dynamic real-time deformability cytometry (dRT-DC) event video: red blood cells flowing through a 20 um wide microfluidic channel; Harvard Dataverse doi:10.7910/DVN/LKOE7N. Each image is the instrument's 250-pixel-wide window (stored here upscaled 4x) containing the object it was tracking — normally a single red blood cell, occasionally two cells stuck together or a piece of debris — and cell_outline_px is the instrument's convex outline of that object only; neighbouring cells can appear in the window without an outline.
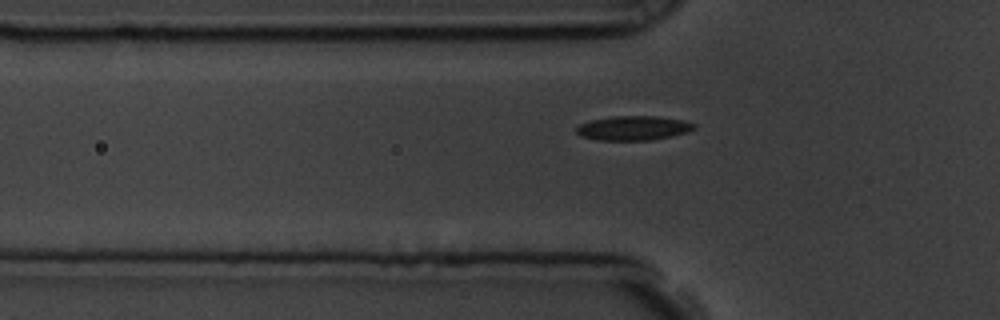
{"species": "common noctule bat (a hibernating species)", "species_latin": "Nyctalus noctula", "temperature_condition": "room temperature", "stored_images_in_passage": 42, "camera_frame_rate_fps": 3000, "um_per_image_px": 0.085, "animal": {"sex": "male", "body_mass_g": 19.5, "forearm_length_mm": 54.6}, "frame": {"image": 1, "passage_image": 7, "time_ms": 2.0, "image_size_px": [1000, 320], "cell_outline_px": [[696, 128], [688, 132], [672, 136], [652, 140], [600, 140], [580, 136], [576, 132], [576, 128], [580, 124], [592, 120], [616, 116], [656, 116], [680, 120], [696, 124]], "centroid_in_image_um": [53.85, 10.89], "position_along_channel_um": 72.0, "area_um2": 16.59}}
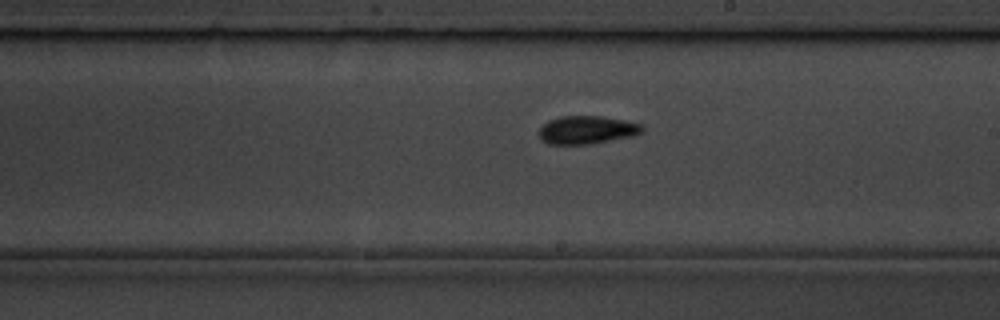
{"frame": {"image": 2, "passage_image": 21, "time_ms": 6.667, "image_size_px": [1000, 320], "cell_outline_px": [[644, 128], [640, 132], [632, 136], [592, 144], [548, 144], [540, 140], [536, 132], [548, 120], [560, 116], [600, 116], [628, 120], [644, 124]], "centroid_in_image_um": [49.86, 11.04], "position_along_channel_um": 239.1, "area_um2": 17.22}}
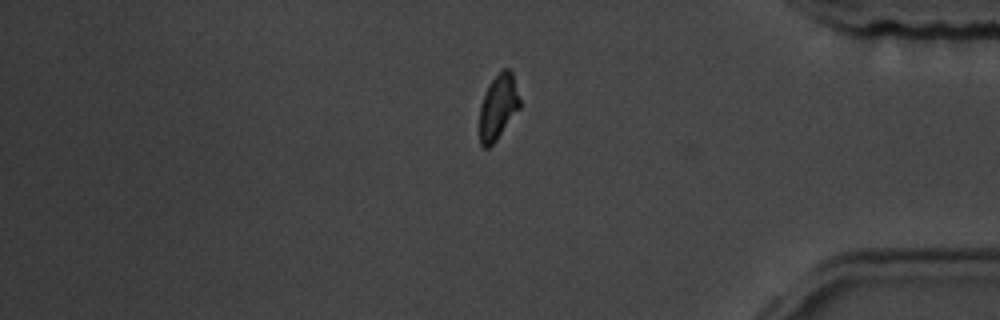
{"frame": {"image": 3, "passage_image": 36, "time_ms": 11.667, "image_size_px": [1000, 320], "cell_outline_px": [[520, 108], [496, 140], [488, 148], [484, 148], [480, 144], [480, 104], [488, 84], [504, 68], [508, 68], [512, 72], [520, 100]], "centroid_in_image_um": [42.34, 9.09], "position_along_channel_um": 392.9, "area_um2": 15.14}}